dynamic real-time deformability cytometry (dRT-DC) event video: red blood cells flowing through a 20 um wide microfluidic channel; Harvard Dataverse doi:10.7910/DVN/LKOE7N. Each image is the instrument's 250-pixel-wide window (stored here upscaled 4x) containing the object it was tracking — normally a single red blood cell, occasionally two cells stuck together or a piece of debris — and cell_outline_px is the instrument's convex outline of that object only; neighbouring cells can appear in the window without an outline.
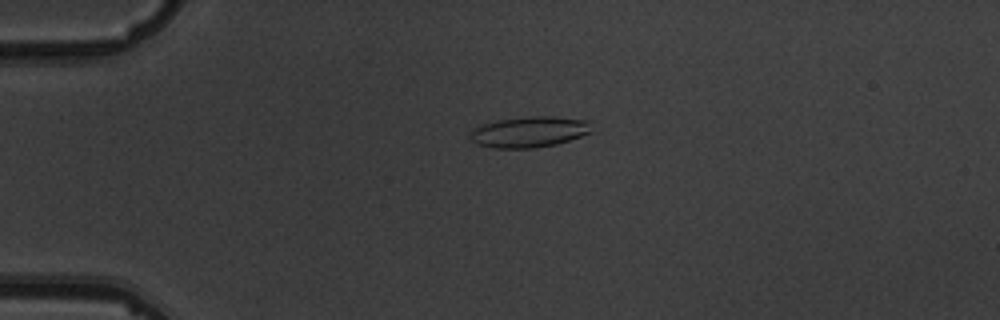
{"species": "common noctule bat (a hibernating species)", "species_latin": "Nyctalus noctula", "temperature_condition": "warm", "stored_images_in_passage": 5, "camera_frame_rate_fps": 3000, "um_per_image_px": 0.085, "animal": {"sex": "male", "body_mass_g": 19.5, "forearm_length_mm": 54.6}, "frame": {"image": 1, "passage_image": 4, "time_ms": 4.333, "image_size_px": [1000, 320], "cell_outline_px": [[592, 132], [556, 144], [536, 148], [496, 148], [476, 144], [468, 136], [472, 128], [484, 124], [500, 120], [528, 116], [552, 116], [588, 120]], "centroid_in_image_um": [44.97, 11.21], "position_along_channel_um": 40.0, "area_um2": 21.79}}